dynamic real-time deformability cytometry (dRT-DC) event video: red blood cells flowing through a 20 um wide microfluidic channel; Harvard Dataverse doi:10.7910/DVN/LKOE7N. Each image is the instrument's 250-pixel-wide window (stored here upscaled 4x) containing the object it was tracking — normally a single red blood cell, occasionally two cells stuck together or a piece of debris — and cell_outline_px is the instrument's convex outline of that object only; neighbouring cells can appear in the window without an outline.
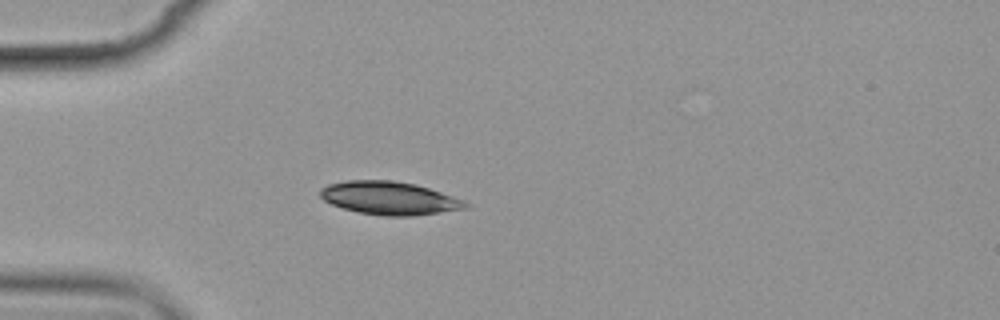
{"species": "common noctule bat (a hibernating species)", "species_latin": "Nyctalus noctula", "temperature_condition": "cold", "stored_images_in_passage": 3, "camera_frame_rate_fps": 3000, "um_per_image_px": 0.085, "animal": {"sex": "female", "body_mass_g": 19.9}, "frame": {"image": 1, "passage_image": 3, "time_ms": 2.333, "image_size_px": [1000, 320], "cell_outline_px": [[472, 208], [412, 216], [384, 216], [360, 212], [344, 208], [332, 204], [324, 200], [320, 196], [320, 188], [328, 184], [348, 180], [392, 180], [416, 184], [464, 200], [472, 204]], "centroid_in_image_um": [33.15, 16.84], "position_along_channel_um": 51.9, "area_um2": 28.15}}